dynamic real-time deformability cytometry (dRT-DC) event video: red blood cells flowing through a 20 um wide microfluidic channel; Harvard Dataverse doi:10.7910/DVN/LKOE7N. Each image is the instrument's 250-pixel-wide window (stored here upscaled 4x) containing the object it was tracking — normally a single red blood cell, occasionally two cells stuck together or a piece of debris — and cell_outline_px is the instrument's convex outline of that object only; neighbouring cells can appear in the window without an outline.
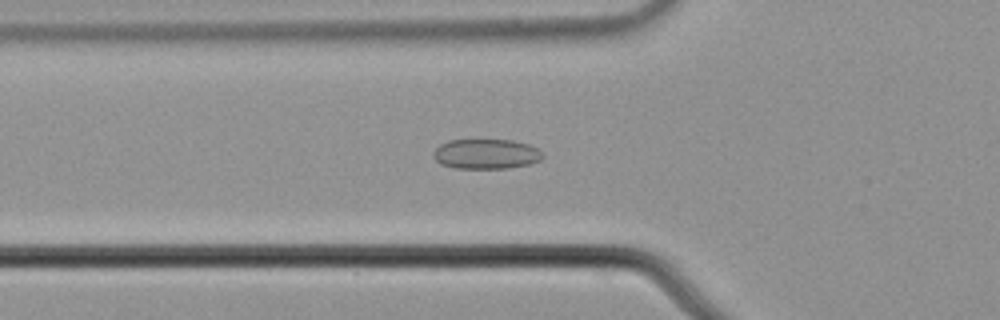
{"species": "common noctule bat (a hibernating species)", "species_latin": "Nyctalus noctula", "temperature_condition": "cold", "stored_images_in_passage": 56, "camera_frame_rate_fps": 3000, "um_per_image_px": 0.085, "animal": {"sex": "male", "body_mass_g": 21.5, "forearm_length_mm": 52.0}, "frame": {"image": 1, "passage_image": 20, "time_ms": 6.333, "image_size_px": [1000, 320], "cell_outline_px": [[544, 156], [540, 160], [528, 164], [508, 168], [456, 168], [440, 164], [432, 156], [432, 152], [440, 144], [448, 140], [512, 140], [528, 144], [544, 152]], "centroid_in_image_um": [41.31, 13.08], "position_along_channel_um": 84.5, "area_um2": 19.13}}
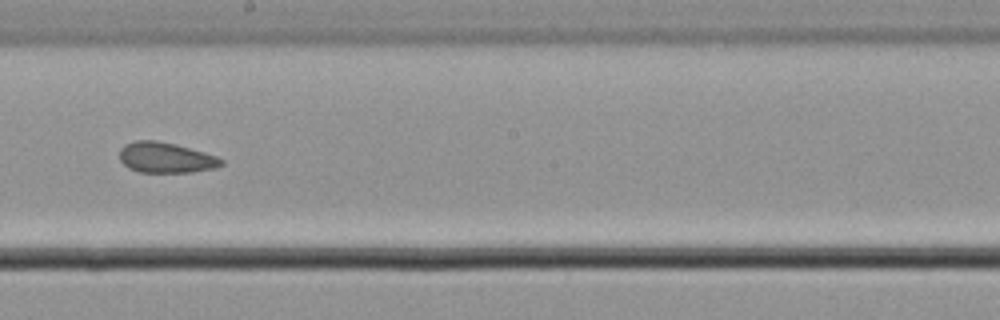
{"frame": {"image": 2, "passage_image": 32, "time_ms": 10.333, "image_size_px": [1000, 320], "cell_outline_px": [[224, 164], [216, 168], [192, 172], [140, 172], [128, 168], [120, 160], [120, 148], [124, 144], [136, 140], [156, 140], [176, 144], [204, 152], [216, 156], [224, 160]], "centroid_in_image_um": [14.1, 13.39], "position_along_channel_um": 234.1, "area_um2": 18.21}}
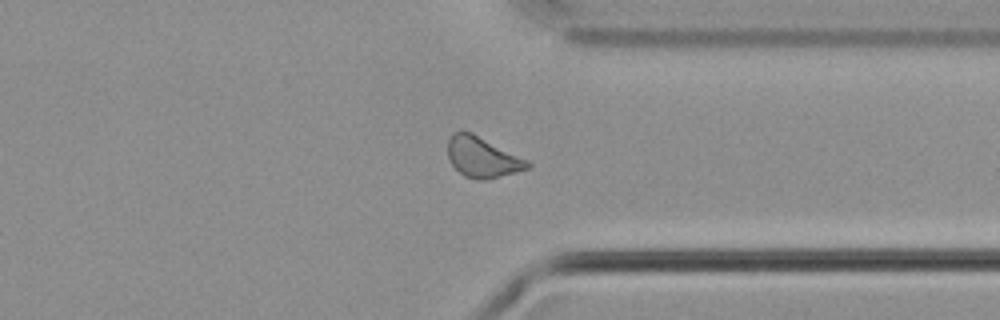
{"frame": {"image": 3, "passage_image": 43, "time_ms": 14.0, "image_size_px": [1000, 320], "cell_outline_px": [[532, 164], [528, 168], [488, 180], [476, 180], [464, 176], [452, 164], [448, 156], [448, 140], [456, 132], [472, 132], [528, 160]], "centroid_in_image_um": [41.02, 13.38], "position_along_channel_um": 370.4, "area_um2": 18.61}, "authors_computed_cell_mechanics": {"area_um2": 18.9006, "velocity_mm_per_s": 3.7377, "shape_relaxation_time_tau1_ms": null, "shape_relaxation_time_tau2_ms": 3.2767, "deformation_change_tau1": null, "deformation_change_tau2": 0.1017}}